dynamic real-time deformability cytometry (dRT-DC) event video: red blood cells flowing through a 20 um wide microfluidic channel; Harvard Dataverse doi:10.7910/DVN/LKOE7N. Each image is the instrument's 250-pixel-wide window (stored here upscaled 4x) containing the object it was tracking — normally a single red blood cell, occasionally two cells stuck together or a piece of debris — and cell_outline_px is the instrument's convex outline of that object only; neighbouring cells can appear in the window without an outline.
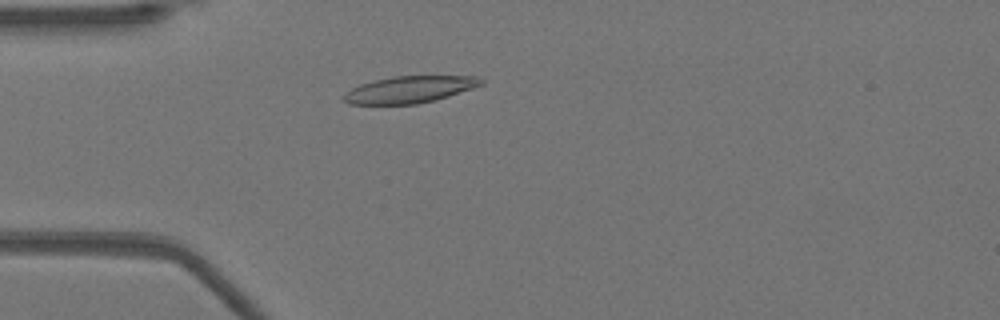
{"species": "Egyptian fruit bat (a non-hibernating species)", "species_latin": "Rousettus aegyptiacus", "temperature_condition": "warm", "stored_images_in_passage": 49, "camera_frame_rate_fps": 3000, "um_per_image_px": 0.085, "animal": {"sex": "female"}, "frame": {"image": 1, "passage_image": 12, "time_ms": 3.667, "image_size_px": [1000, 320], "cell_outline_px": [[484, 84], [436, 100], [416, 104], [348, 104], [344, 100], [344, 96], [352, 88], [360, 84], [392, 76], [480, 76], [484, 80]], "centroid_in_image_um": [34.86, 7.6], "position_along_channel_um": 50.1, "area_um2": 21.33}}
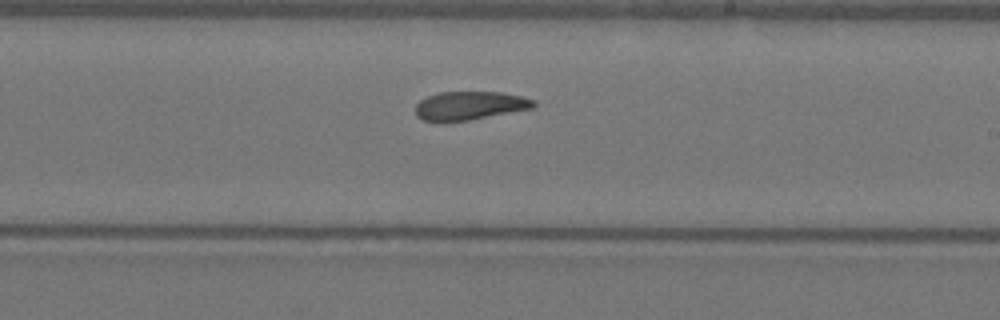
{"frame": {"image": 2, "passage_image": 28, "time_ms": 9.0, "image_size_px": [1000, 320], "cell_outline_px": [[536, 104], [532, 108], [468, 120], [420, 120], [416, 116], [416, 104], [420, 100], [428, 96], [440, 92], [500, 92], [520, 96], [536, 100]], "centroid_in_image_um": [39.92, 8.96], "position_along_channel_um": 249.1, "area_um2": 19.25}}
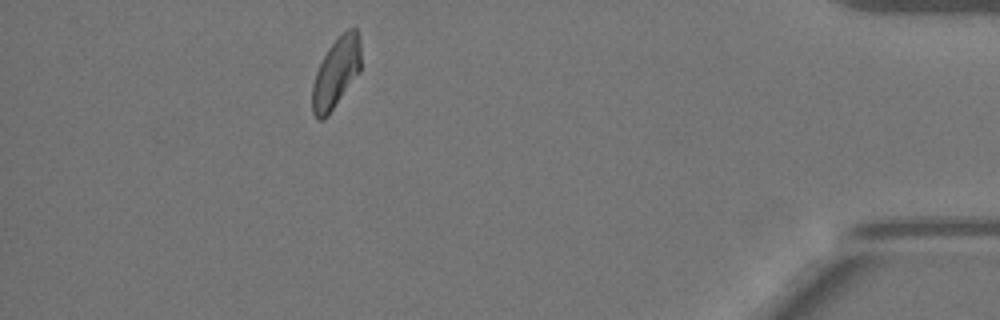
{"frame": {"image": 3, "passage_image": 44, "time_ms": 14.333, "image_size_px": [1000, 320], "cell_outline_px": [[360, 72], [328, 116], [324, 120], [316, 120], [312, 112], [312, 84], [316, 72], [328, 48], [348, 28], [356, 28], [360, 36]], "centroid_in_image_um": [28.56, 6.23], "position_along_channel_um": 406.6, "area_um2": 19.94}, "authors_computed_cell_mechanics": {"area_um2": 20.5768, "velocity_mm_per_s": 3.935, "shape_relaxation_time_tau1_ms": null, "shape_relaxation_time_tau2_ms": 2.2606, "deformation_change_tau1": null, "deformation_change_tau2": 0.0868}}